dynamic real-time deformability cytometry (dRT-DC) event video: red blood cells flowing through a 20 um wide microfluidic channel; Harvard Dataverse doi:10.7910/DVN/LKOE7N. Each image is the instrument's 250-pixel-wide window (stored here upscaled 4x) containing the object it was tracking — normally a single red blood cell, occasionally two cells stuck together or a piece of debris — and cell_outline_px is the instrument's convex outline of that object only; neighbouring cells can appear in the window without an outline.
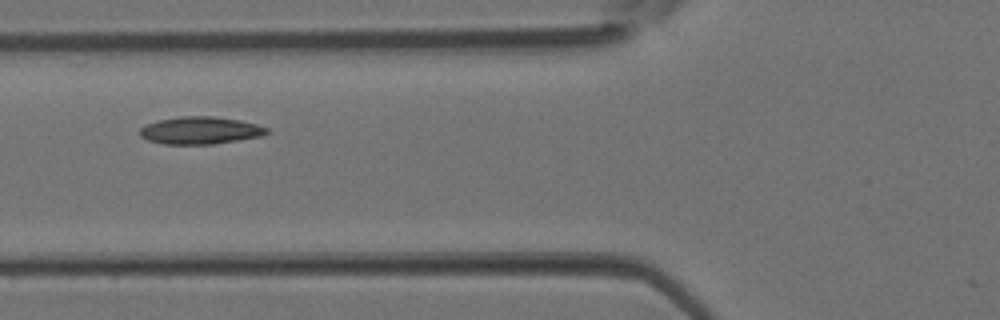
{"species": "Egyptian fruit bat (a non-hibernating species)", "species_latin": "Rousettus aegyptiacus", "temperature_condition": "room temperature", "stored_images_in_passage": 5, "camera_frame_rate_fps": 3000, "um_per_image_px": 0.085, "animal": {"sex": "female"}, "frame": {"image": 1, "passage_image": 5, "time_ms": 1.333, "image_size_px": [1000, 320], "cell_outline_px": [[268, 132], [260, 136], [212, 144], [164, 144], [148, 140], [140, 136], [140, 128], [144, 124], [160, 120], [180, 116], [212, 116], [240, 120], [256, 124], [268, 128]], "centroid_in_image_um": [16.98, 11.08], "position_along_channel_um": 108.8, "area_um2": 20.11}}